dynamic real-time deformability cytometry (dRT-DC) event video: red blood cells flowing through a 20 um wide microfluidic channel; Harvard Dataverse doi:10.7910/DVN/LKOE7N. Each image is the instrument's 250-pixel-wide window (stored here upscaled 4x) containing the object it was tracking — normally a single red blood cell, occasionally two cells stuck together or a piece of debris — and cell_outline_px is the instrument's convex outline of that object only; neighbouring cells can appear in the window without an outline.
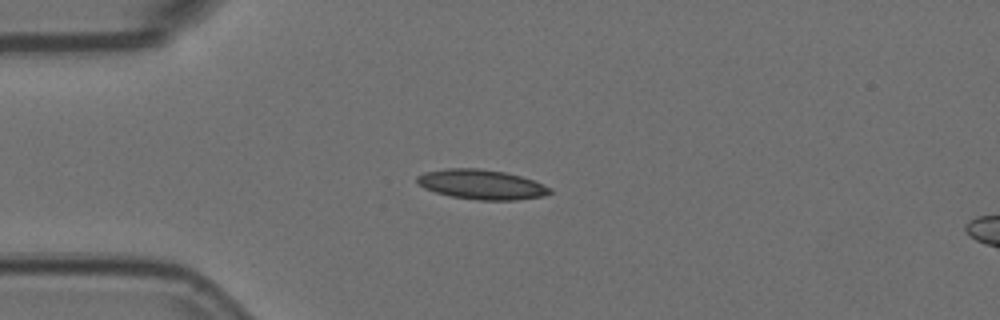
{"species": "Egyptian fruit bat (a non-hibernating species)", "species_latin": "Rousettus aegyptiacus", "temperature_condition": "room temperature", "stored_images_in_passage": 5, "segment_of_instrument_passage": [1, 2], "camera_frame_rate_fps": 3000, "um_per_image_px": 0.085, "animal": {"sex": "female"}, "frame": {"image": 1, "passage_image": 4, "time_ms": 1.0, "image_size_px": [1000, 320], "cell_outline_px": [[552, 192], [544, 196], [516, 200], [476, 200], [448, 196], [424, 188], [416, 180], [416, 176], [424, 172], [448, 168], [480, 168], [504, 172], [520, 176], [532, 180], [552, 188]], "centroid_in_image_um": [40.92, 15.68], "position_along_channel_um": 44.1, "area_um2": 23.06}}